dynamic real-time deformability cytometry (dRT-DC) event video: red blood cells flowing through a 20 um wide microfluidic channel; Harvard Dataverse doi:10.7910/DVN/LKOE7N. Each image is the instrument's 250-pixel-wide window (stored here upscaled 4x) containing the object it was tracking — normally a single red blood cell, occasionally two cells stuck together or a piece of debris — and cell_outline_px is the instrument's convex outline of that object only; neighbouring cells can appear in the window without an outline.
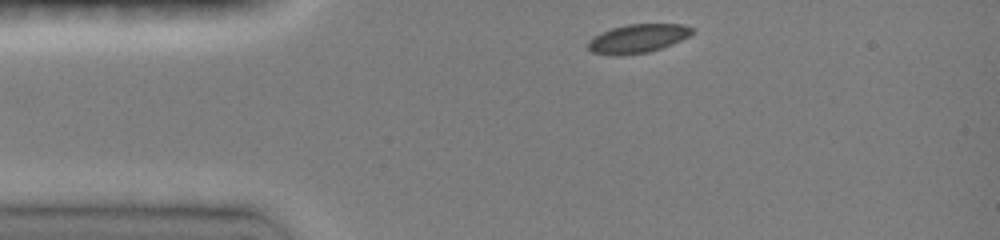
{"species": "common noctule bat (a hibernating species)", "species_latin": "Nyctalus noctula", "temperature_condition": "room temperature", "stored_images_in_passage": 7, "camera_frame_rate_fps": 3000, "um_per_image_px": 0.085, "animal": {"sex": "female", "body_mass_g": 19.0, "forearm_length_mm": 51.5}, "frame": {"image": 1, "passage_image": 1, "time_ms": 0.0, "image_size_px": [1000, 240], "cell_outline_px": [[696, 32], [672, 44], [648, 52], [620, 56], [608, 56], [592, 52], [588, 48], [588, 40], [600, 32], [612, 28], [628, 24], [684, 24], [696, 28]], "centroid_in_image_um": [54.21, 3.28], "position_along_channel_um": 30.8, "area_um2": 17.69}}
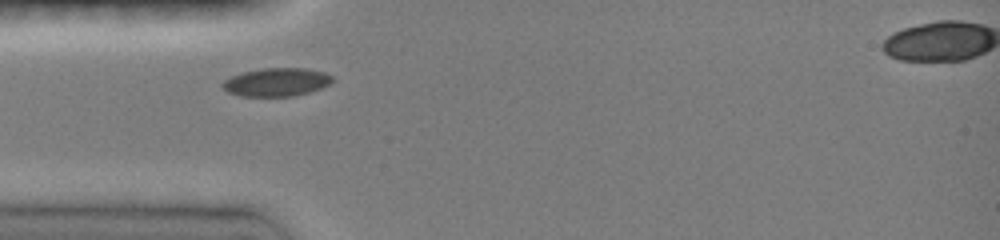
{"frame": {"image": 2, "passage_image": 6, "time_ms": 1.667, "image_size_px": [1000, 240], "cell_outline_px": [[332, 84], [308, 92], [292, 96], [240, 96], [228, 92], [220, 84], [224, 80], [240, 72], [260, 68], [308, 68], [324, 72], [332, 76]], "centroid_in_image_um": [23.49, 6.97], "position_along_channel_um": 61.5, "area_um2": 18.21}}